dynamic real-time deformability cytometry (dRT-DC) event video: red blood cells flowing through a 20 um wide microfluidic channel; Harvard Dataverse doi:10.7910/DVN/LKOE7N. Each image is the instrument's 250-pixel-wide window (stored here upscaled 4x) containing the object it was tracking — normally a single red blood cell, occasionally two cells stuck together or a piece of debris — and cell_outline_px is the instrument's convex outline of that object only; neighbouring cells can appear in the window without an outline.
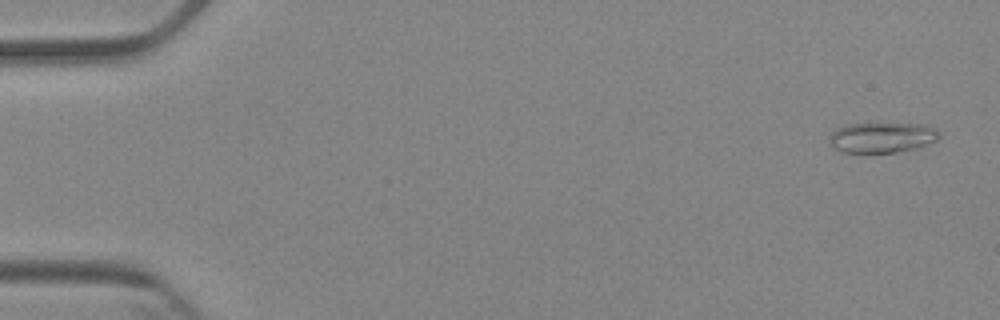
{"species": "Egyptian fruit bat (a non-hibernating species)", "species_latin": "Rousettus aegyptiacus", "temperature_condition": "cold", "stored_images_in_passage": 6, "camera_frame_rate_fps": 3000, "um_per_image_px": 0.085, "animal": {"sex": "female"}, "frame": {"image": 1, "passage_image": 1, "time_ms": 0.0, "image_size_px": [1000, 320], "cell_outline_px": [[940, 136], [936, 140], [928, 144], [916, 148], [896, 152], [840, 152], [832, 148], [828, 144], [828, 136], [836, 128], [844, 124], [872, 120], [928, 124], [936, 128], [940, 132]], "centroid_in_image_um": [74.93, 11.61], "position_along_channel_um": 10.1, "area_um2": 20.92}}